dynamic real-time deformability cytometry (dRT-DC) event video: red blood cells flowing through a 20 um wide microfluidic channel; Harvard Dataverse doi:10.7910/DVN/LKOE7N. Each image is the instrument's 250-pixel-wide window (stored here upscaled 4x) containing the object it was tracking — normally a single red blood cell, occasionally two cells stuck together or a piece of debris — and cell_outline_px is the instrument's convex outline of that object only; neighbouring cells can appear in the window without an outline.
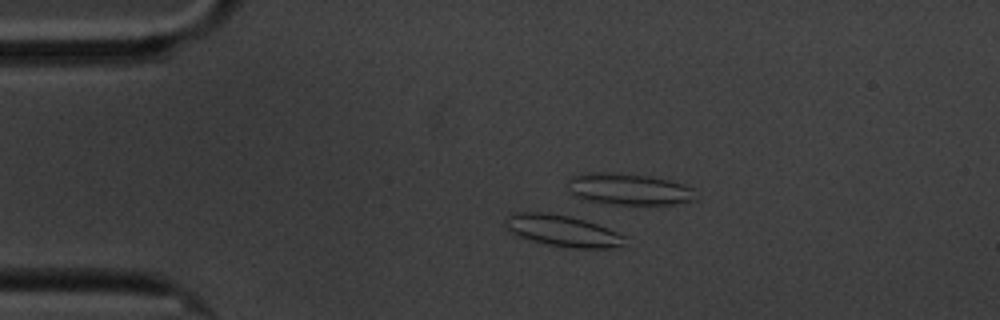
{"species": "common noctule bat (a hibernating species)", "species_latin": "Nyctalus noctula", "temperature_condition": "cold", "stored_images_in_passage": 9, "camera_frame_rate_fps": 3000, "um_per_image_px": 0.085, "animal": {"sex": "male", "body_mass_g": 20.1, "forearm_length_mm": 53.5}, "frame": {"image": 1, "passage_image": 4, "time_ms": 3.667, "image_size_px": [1000, 320], "cell_outline_px": [[628, 236], [624, 244], [612, 248], [572, 248], [548, 244], [516, 236], [508, 232], [508, 216], [512, 212], [544, 212], [568, 216], [584, 220], [608, 228]], "centroid_in_image_um": [47.85, 19.62], "position_along_channel_um": 37.1, "area_um2": 21.73}}
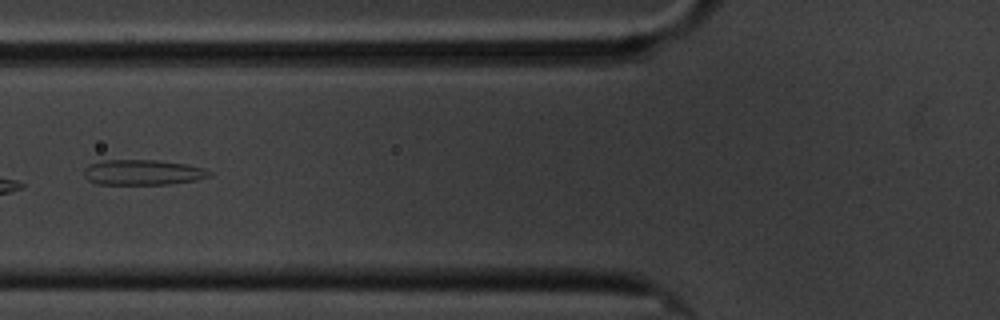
{"frame": {"image": 2, "passage_image": 7, "time_ms": 7.333, "image_size_px": [1000, 320], "cell_outline_px": [[212, 172], [208, 176], [196, 180], [168, 184], [96, 184], [88, 180], [84, 176], [84, 168], [88, 164], [104, 160], [156, 160], [188, 164], [204, 168]], "centroid_in_image_um": [12.11, 14.64], "position_along_channel_um": 113.7, "area_um2": 18.55}}
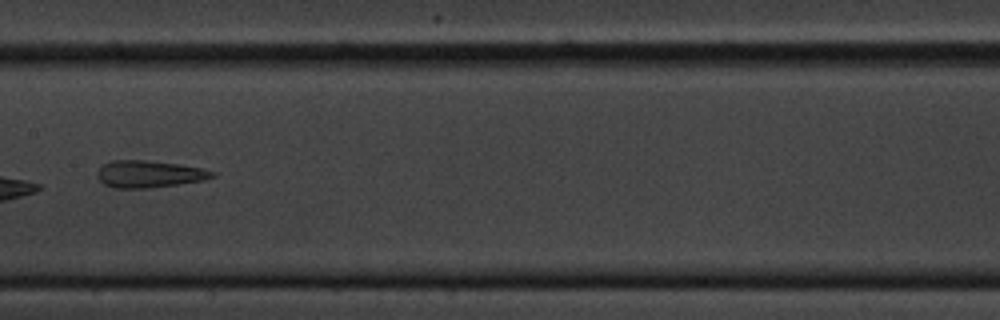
{"frame": {"image": 3, "passage_image": 9, "time_ms": 9.667, "image_size_px": [1000, 320], "cell_outline_px": [[216, 176], [204, 180], [148, 188], [112, 188], [104, 184], [96, 176], [96, 172], [104, 164], [112, 160], [148, 160], [176, 164], [200, 168], [216, 172]], "centroid_in_image_um": [12.64, 14.79], "position_along_channel_um": 194.8, "area_um2": 18.03}}